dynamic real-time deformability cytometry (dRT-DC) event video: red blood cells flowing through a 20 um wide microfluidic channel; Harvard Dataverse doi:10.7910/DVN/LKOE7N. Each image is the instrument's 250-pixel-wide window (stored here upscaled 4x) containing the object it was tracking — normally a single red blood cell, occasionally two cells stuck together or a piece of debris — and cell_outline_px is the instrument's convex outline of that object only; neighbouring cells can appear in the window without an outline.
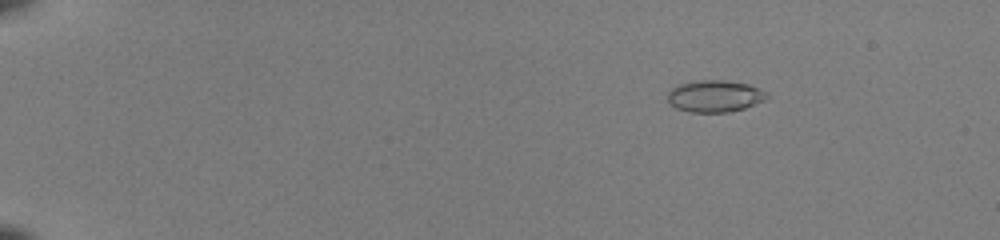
{"species": "common noctule bat (a hibernating species)", "species_latin": "Nyctalus noctula", "temperature_condition": "room temperature", "stored_images_in_passage": 47, "camera_frame_rate_fps": 3000, "um_per_image_px": 0.085, "animal": {"sex": "female", "body_mass_g": 22.0, "forearm_length_mm": 56.7}, "frame": {"image": 1, "passage_image": 3, "time_ms": 0.667, "image_size_px": [1000, 240], "cell_outline_px": [[768, 96], [764, 100], [744, 108], [728, 112], [688, 112], [676, 108], [668, 104], [668, 92], [672, 88], [680, 84], [700, 80], [724, 80], [748, 84], [760, 88], [768, 92]], "centroid_in_image_um": [60.75, 8.17], "position_along_channel_um": 24.3, "area_um2": 18.44}}
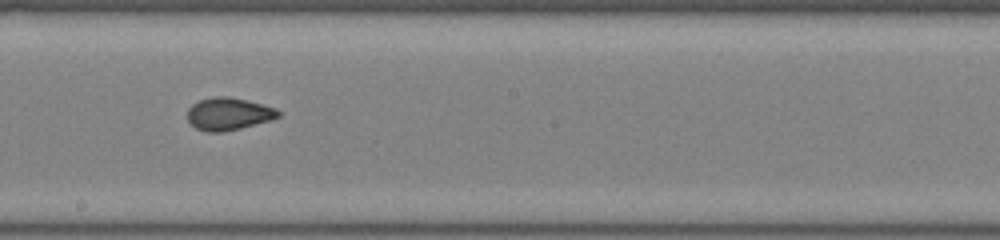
{"frame": {"image": 2, "passage_image": 27, "time_ms": 8.667, "image_size_px": [1000, 240], "cell_outline_px": [[280, 116], [272, 120], [224, 132], [208, 132], [196, 128], [188, 120], [188, 108], [192, 104], [200, 100], [212, 96], [228, 96], [276, 108], [280, 112]], "centroid_in_image_um": [19.42, 9.68], "position_along_channel_um": 228.8, "area_um2": 17.11}}
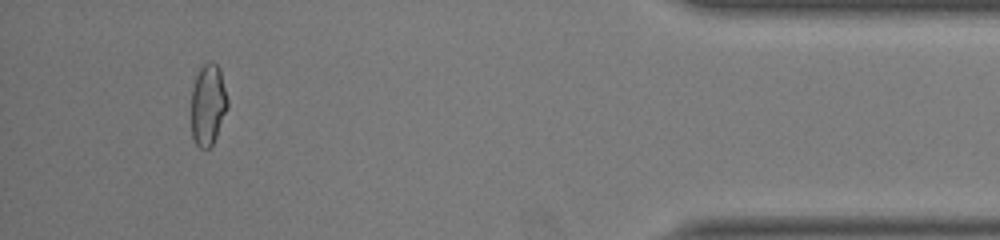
{"frame": {"image": 3, "passage_image": 44, "time_ms": 14.333, "image_size_px": [1000, 240], "cell_outline_px": [[228, 108], [216, 136], [212, 144], [208, 148], [200, 148], [196, 144], [192, 136], [192, 88], [196, 76], [200, 68], [208, 60], [212, 60], [220, 68], [228, 100]], "centroid_in_image_um": [17.69, 8.86], "position_along_channel_um": 417.5, "area_um2": 17.22}, "authors_computed_cell_mechanics": {"area_um2": 17.3978, "velocity_mm_per_s": 4.1063, "shape_relaxation_time_tau1_ms": null, "shape_relaxation_time_tau2_ms": 0.8743, "deformation_change_tau1": null, "deformation_change_tau2": 0.0502}}